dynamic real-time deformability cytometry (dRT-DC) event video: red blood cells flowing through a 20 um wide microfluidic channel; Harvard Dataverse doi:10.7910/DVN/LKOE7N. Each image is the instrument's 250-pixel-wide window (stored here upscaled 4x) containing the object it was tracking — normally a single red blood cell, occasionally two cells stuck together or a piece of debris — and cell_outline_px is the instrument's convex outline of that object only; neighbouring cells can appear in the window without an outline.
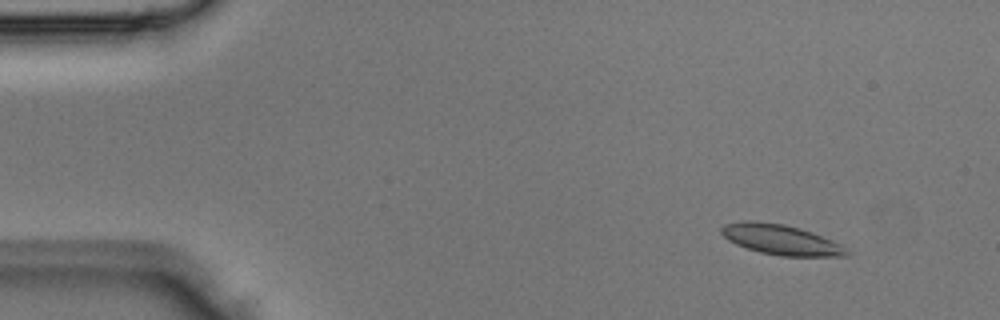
{"species": "Egyptian fruit bat (a non-hibernating species)", "species_latin": "Rousettus aegyptiacus", "temperature_condition": "room temperature", "stored_images_in_passage": 4, "camera_frame_rate_fps": 3000, "um_per_image_px": 0.085, "animal": {"sex": "male"}, "frame": {"image": 1, "passage_image": 2, "time_ms": 0.333, "image_size_px": [1000, 320], "cell_outline_px": [[852, 252], [848, 256], [780, 256], [760, 252], [736, 244], [728, 240], [720, 232], [720, 228], [724, 224], [744, 220], [756, 220], [784, 224], [800, 228], [812, 232], [832, 240], [840, 244]], "centroid_in_image_um": [66.38, 20.36], "position_along_channel_um": 18.6, "area_um2": 22.2}}
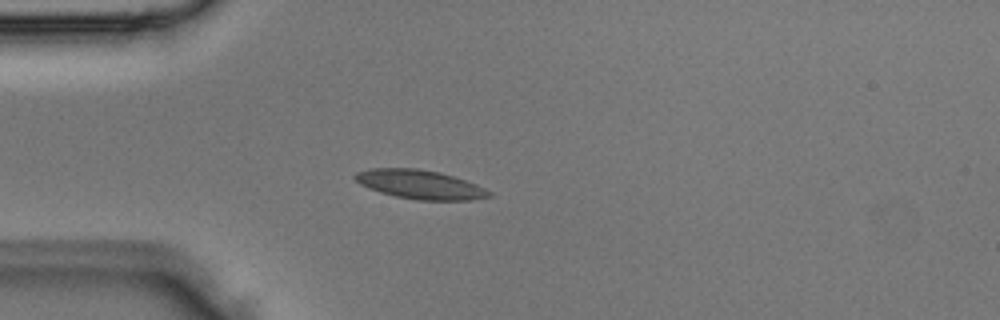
{"frame": {"image": 2, "passage_image": 4, "time_ms": 1.0, "image_size_px": [1000, 320], "cell_outline_px": [[492, 196], [468, 200], [416, 200], [396, 196], [380, 192], [368, 188], [360, 184], [352, 176], [356, 172], [372, 168], [416, 168], [440, 172], [476, 184], [492, 192]], "centroid_in_image_um": [35.68, 15.68], "position_along_channel_um": 49.3, "area_um2": 22.54}}